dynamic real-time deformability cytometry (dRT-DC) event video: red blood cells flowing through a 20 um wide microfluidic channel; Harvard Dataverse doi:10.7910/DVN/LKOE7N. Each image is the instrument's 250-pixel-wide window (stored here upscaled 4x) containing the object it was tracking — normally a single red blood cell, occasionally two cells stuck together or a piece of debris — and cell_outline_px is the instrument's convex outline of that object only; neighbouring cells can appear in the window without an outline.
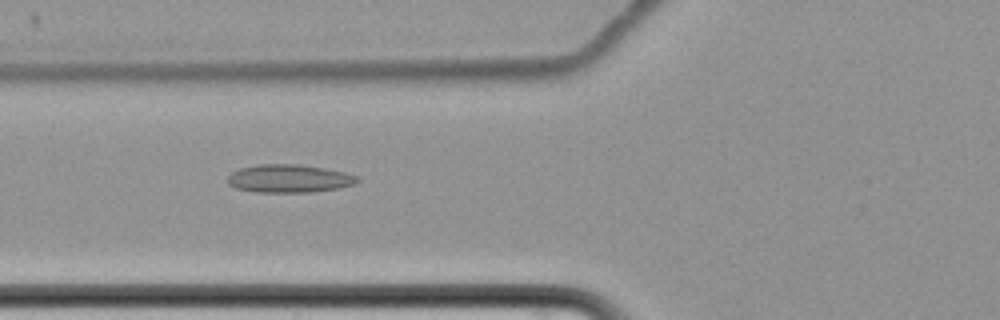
{"species": "common noctule bat (a hibernating species)", "species_latin": "Nyctalus noctula", "temperature_condition": "cold", "stored_images_in_passage": 4, "camera_frame_rate_fps": 3000, "um_per_image_px": 0.085, "animal": {"sex": "female", "body_mass_g": 22.7, "forearm_length_mm": 54.2}, "frame": {"image": 1, "passage_image": 3, "time_ms": 2.667, "image_size_px": [1000, 320], "cell_outline_px": [[360, 180], [356, 184], [340, 188], [312, 192], [256, 192], [236, 188], [228, 184], [228, 176], [232, 172], [240, 168], [256, 164], [300, 164], [324, 168], [344, 172], [356, 176]], "centroid_in_image_um": [24.58, 15.17], "position_along_channel_um": 101.2, "area_um2": 21.33}}
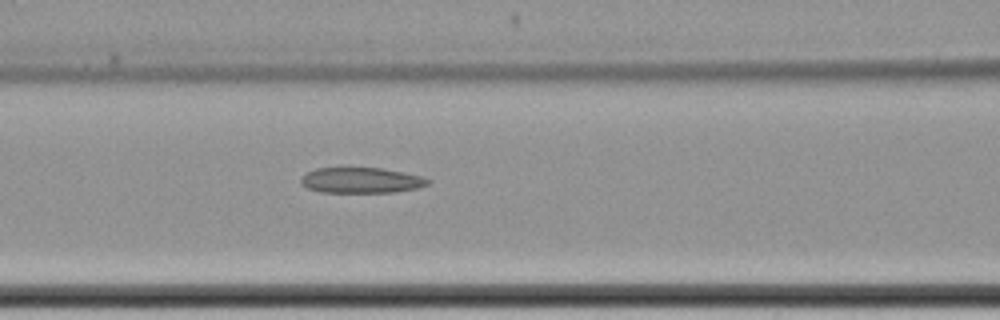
{"frame": {"image": 2, "passage_image": 4, "time_ms": 3.667, "image_size_px": [1000, 320], "cell_outline_px": [[432, 180], [428, 184], [416, 188], [396, 192], [320, 192], [308, 188], [300, 180], [308, 172], [316, 168], [344, 164], [348, 164], [384, 168], [404, 172], [420, 176]], "centroid_in_image_um": [30.68, 15.26], "position_along_channel_um": 135.9, "area_um2": 19.77}}